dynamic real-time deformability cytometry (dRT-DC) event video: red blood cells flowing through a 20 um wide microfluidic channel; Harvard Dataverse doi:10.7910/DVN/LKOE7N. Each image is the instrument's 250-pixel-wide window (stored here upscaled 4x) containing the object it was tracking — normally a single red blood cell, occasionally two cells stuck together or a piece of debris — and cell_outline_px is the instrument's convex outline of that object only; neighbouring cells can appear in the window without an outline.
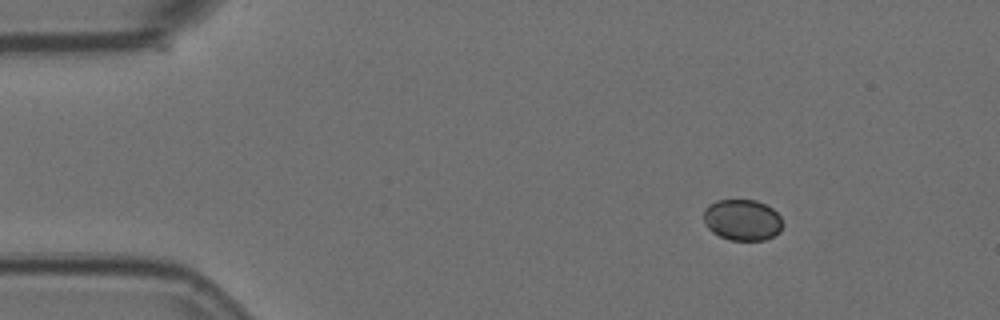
{"species": "Egyptian fruit bat (a non-hibernating species)", "species_latin": "Rousettus aegyptiacus", "temperature_condition": "room temperature", "stored_images_in_passage": 3, "camera_frame_rate_fps": 3000, "um_per_image_px": 0.085, "animal": {"sex": "female"}, "frame": {"image": 1, "passage_image": 1, "time_ms": 0.0, "image_size_px": [1000, 320], "cell_outline_px": [[780, 232], [764, 240], [728, 240], [712, 232], [708, 228], [704, 220], [704, 208], [708, 204], [716, 200], [756, 200], [772, 208], [780, 216]], "centroid_in_image_um": [63.06, 18.69], "position_along_channel_um": 21.9, "area_um2": 18.84}}